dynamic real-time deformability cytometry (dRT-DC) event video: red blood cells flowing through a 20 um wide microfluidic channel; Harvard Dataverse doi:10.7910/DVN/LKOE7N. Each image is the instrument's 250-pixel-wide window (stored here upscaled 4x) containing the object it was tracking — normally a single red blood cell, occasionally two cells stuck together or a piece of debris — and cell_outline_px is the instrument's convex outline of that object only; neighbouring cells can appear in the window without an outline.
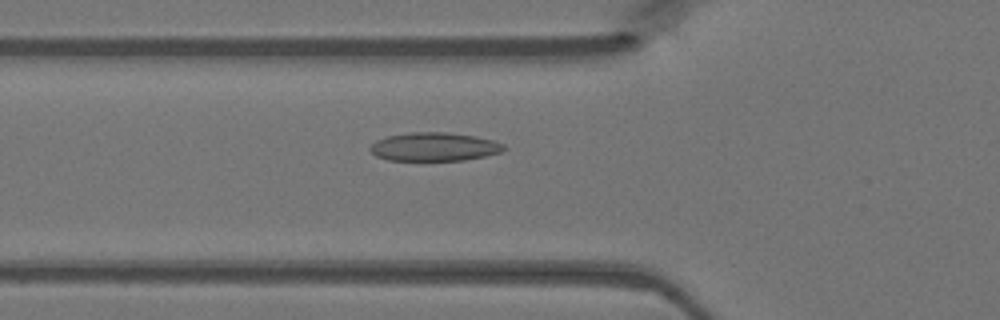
{"species": "Egyptian fruit bat (a non-hibernating species)", "species_latin": "Rousettus aegyptiacus", "temperature_condition": "warm", "stored_images_in_passage": 41, "camera_frame_rate_fps": 3000, "um_per_image_px": 0.085, "animal": {"sex": "female"}, "frame": {"image": 1, "passage_image": 10, "time_ms": 3.0, "image_size_px": [1000, 320], "cell_outline_px": [[508, 148], [500, 152], [484, 156], [464, 160], [388, 160], [376, 156], [368, 148], [376, 140], [388, 136], [408, 132], [444, 132], [476, 136], [492, 140], [504, 144]], "centroid_in_image_um": [36.91, 12.47], "position_along_channel_um": 88.9, "area_um2": 22.2}}
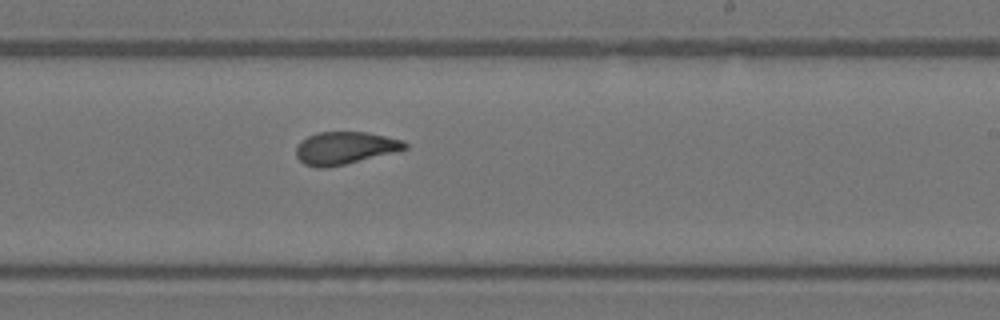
{"frame": {"image": 2, "passage_image": 22, "time_ms": 7.0, "image_size_px": [1000, 320], "cell_outline_px": [[408, 148], [344, 164], [324, 168], [316, 168], [304, 164], [296, 156], [296, 148], [300, 140], [316, 132], [368, 132], [404, 140], [408, 144]], "centroid_in_image_um": [29.29, 12.56], "position_along_channel_um": 259.7, "area_um2": 20.52}}
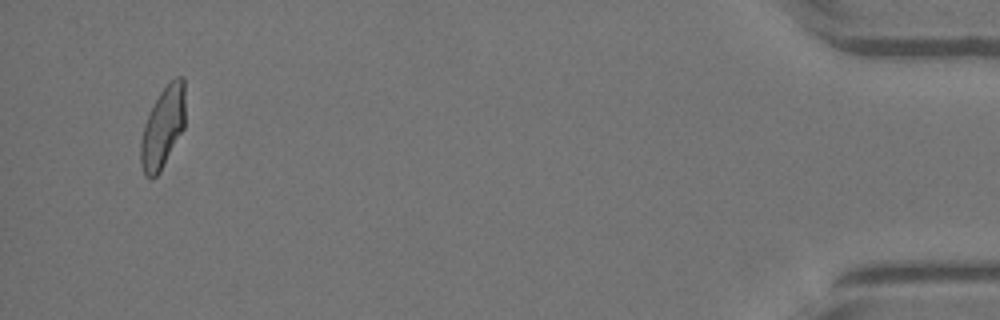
{"frame": {"image": 3, "passage_image": 39, "time_ms": 12.667, "image_size_px": [1000, 320], "cell_outline_px": [[184, 128], [160, 172], [156, 176], [144, 176], [140, 160], [140, 140], [144, 124], [160, 92], [176, 76], [184, 76]], "centroid_in_image_um": [13.84, 10.84], "position_along_channel_um": 421.4, "area_um2": 20.75}}